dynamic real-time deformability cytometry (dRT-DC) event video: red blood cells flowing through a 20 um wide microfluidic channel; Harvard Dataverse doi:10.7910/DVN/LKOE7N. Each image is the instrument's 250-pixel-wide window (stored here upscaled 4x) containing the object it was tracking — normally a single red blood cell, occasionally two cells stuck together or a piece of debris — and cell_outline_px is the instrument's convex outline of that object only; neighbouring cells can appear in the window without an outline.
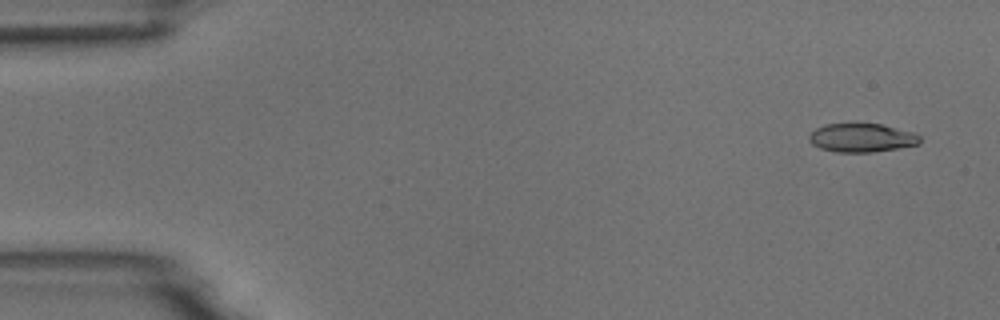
{"species": "common noctule bat (a hibernating species)", "species_latin": "Nyctalus noctula", "temperature_condition": "room temperature", "stored_images_in_passage": 24, "camera_frame_rate_fps": 3000, "um_per_image_px": 0.085, "animal": {"sex": "male", "body_mass_g": 18.8}, "frame": {"image": 1, "passage_image": 3, "time_ms": 0.667, "image_size_px": [1000, 320], "cell_outline_px": [[920, 144], [872, 152], [836, 152], [820, 148], [812, 144], [808, 140], [808, 136], [816, 128], [824, 124], [880, 124], [916, 132], [920, 136]], "centroid_in_image_um": [73.25, 11.71], "position_along_channel_um": 11.8, "area_um2": 18.5}}
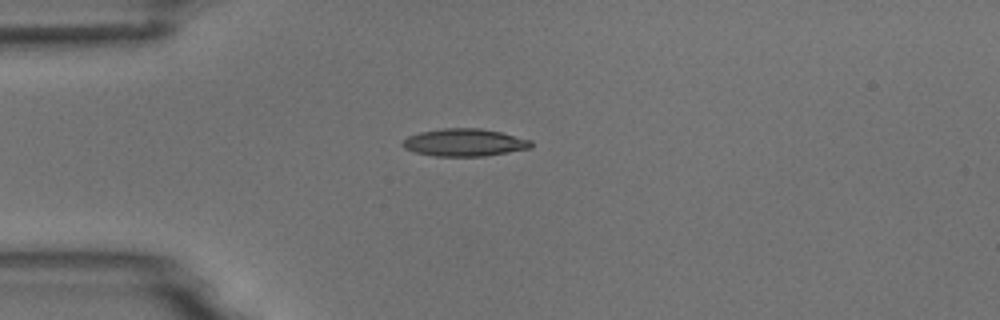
{"frame": {"image": 2, "passage_image": 14, "time_ms": 4.333, "image_size_px": [1000, 320], "cell_outline_px": [[532, 148], [484, 156], [436, 156], [416, 152], [404, 148], [400, 144], [408, 136], [420, 132], [444, 128], [480, 128], [500, 132], [532, 140]], "centroid_in_image_um": [39.48, 12.11], "position_along_channel_um": 45.5, "area_um2": 20.52}}